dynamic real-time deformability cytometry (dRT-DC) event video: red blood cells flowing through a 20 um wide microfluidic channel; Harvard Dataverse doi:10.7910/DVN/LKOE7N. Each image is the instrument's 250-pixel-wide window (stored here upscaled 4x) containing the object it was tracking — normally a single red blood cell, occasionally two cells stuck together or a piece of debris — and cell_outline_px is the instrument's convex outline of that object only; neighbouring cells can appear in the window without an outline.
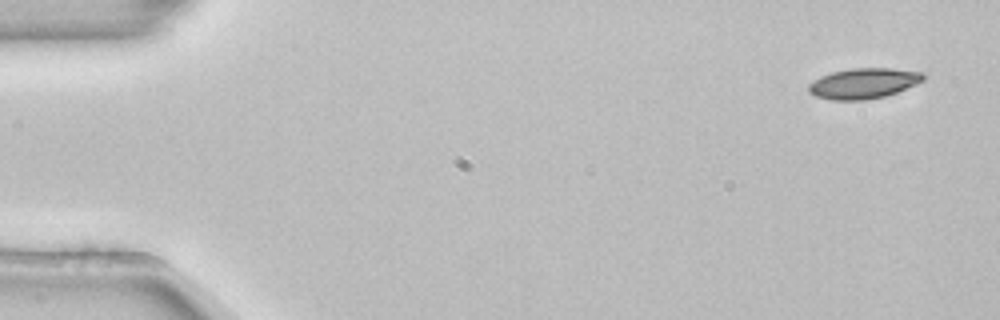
{"species": "common noctule bat (a hibernating species)", "species_latin": "Nyctalus noctula", "temperature_condition": "room temperature", "stored_images_in_passage": 4, "camera_frame_rate_fps": 3000, "um_per_image_px": 0.085, "animal": {"sex": "female", "body_mass_g": 22.7, "forearm_length_mm": 54.2}, "frame": {"image": 1, "passage_image": 1, "time_ms": 0.0, "image_size_px": [1000, 320], "cell_outline_px": [[924, 80], [916, 84], [896, 92], [884, 96], [864, 100], [832, 100], [816, 96], [808, 92], [808, 84], [812, 80], [820, 76], [832, 72], [852, 68], [892, 68], [924, 72]], "centroid_in_image_um": [73.38, 7.08], "position_along_channel_um": 11.6, "area_um2": 20.4}}
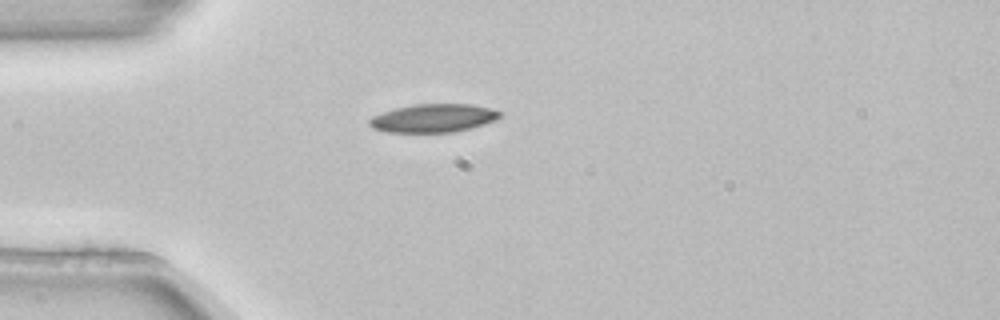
{"frame": {"image": 2, "passage_image": 4, "time_ms": 1.0, "image_size_px": [1000, 320], "cell_outline_px": [[500, 116], [496, 120], [472, 128], [452, 132], [384, 132], [372, 128], [368, 124], [368, 120], [372, 116], [396, 108], [416, 104], [472, 104], [488, 108], [500, 112]], "centroid_in_image_um": [36.8, 10.05], "position_along_channel_um": 48.2, "area_um2": 21.44}}